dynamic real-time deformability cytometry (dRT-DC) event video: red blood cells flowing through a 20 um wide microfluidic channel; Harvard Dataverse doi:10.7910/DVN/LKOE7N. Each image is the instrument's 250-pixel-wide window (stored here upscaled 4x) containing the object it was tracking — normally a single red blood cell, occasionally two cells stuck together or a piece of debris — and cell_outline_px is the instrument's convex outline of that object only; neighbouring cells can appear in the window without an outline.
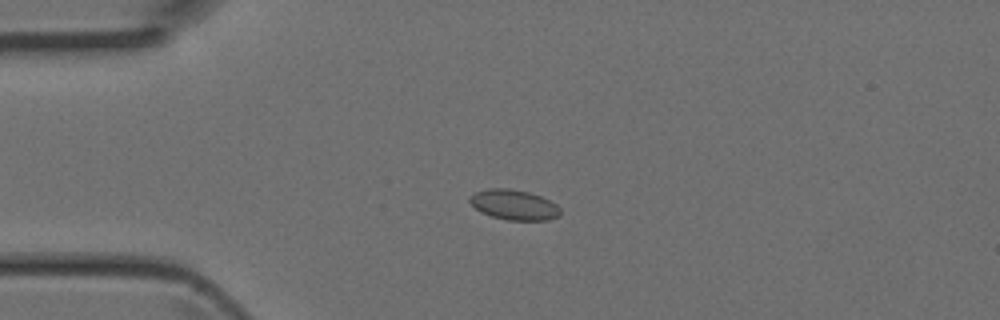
{"species": "Egyptian fruit bat (a non-hibernating species)", "species_latin": "Rousettus aegyptiacus", "temperature_condition": "room temperature", "stored_images_in_passage": 5, "camera_frame_rate_fps": 3000, "um_per_image_px": 0.085, "animal": {"sex": "female"}, "frame": {"image": 1, "passage_image": 4, "time_ms": 1.0, "image_size_px": [1000, 320], "cell_outline_px": [[560, 216], [548, 220], [508, 220], [492, 216], [480, 212], [468, 200], [468, 196], [476, 192], [488, 188], [508, 188], [528, 192], [540, 196], [556, 204], [560, 208]], "centroid_in_image_um": [43.68, 17.4], "position_along_channel_um": 41.3, "area_um2": 15.9}}
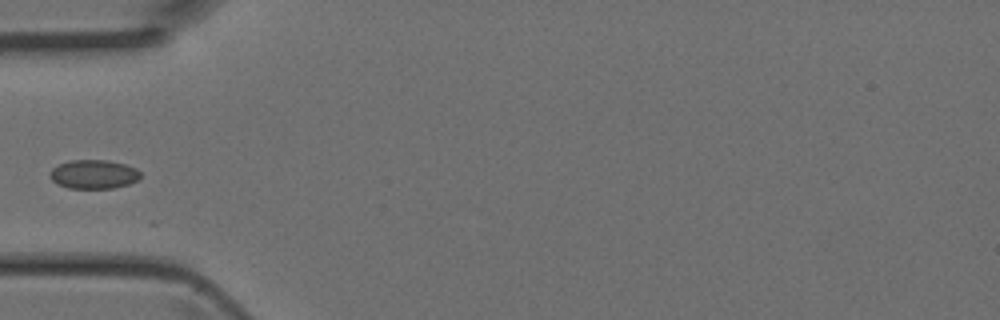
{"frame": {"image": 2, "passage_image": 5, "time_ms": 1.333, "image_size_px": [1000, 320], "cell_outline_px": [[140, 180], [128, 184], [112, 188], [68, 188], [52, 180], [48, 172], [52, 168], [68, 160], [108, 160], [124, 164], [136, 168], [140, 172]], "centroid_in_image_um": [7.97, 14.8], "position_along_channel_um": 77.0, "area_um2": 15.26}}